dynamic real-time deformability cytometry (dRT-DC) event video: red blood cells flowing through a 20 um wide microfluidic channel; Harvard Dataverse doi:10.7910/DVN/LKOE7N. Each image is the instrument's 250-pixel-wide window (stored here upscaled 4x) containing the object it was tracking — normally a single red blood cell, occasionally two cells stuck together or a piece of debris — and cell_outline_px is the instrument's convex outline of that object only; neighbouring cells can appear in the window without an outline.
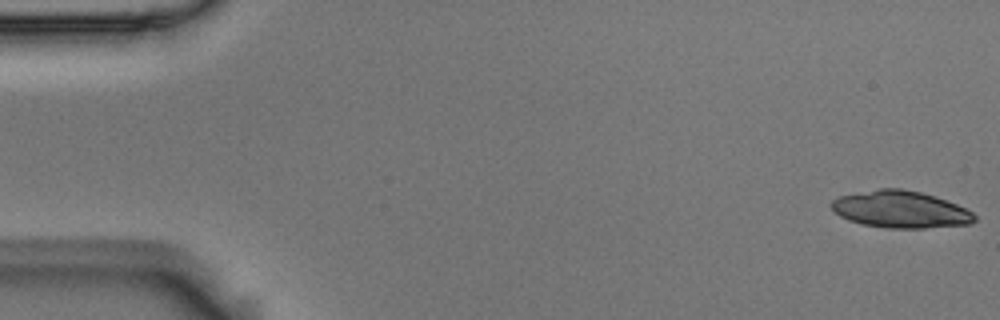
{"species": "Egyptian fruit bat (a non-hibernating species)", "species_latin": "Rousettus aegyptiacus", "temperature_condition": "room temperature", "stored_images_in_passage": 5, "segment_of_instrument_passage": [1, 2], "camera_frame_rate_fps": 3000, "um_per_image_px": 0.085, "animal": {"sex": "male"}, "frame": {"image": 1, "passage_image": 1, "time_ms": 0.0, "image_size_px": [1000, 320], "cell_outline_px": [[976, 220], [968, 224], [924, 228], [888, 228], [860, 224], [848, 220], [840, 216], [828, 204], [832, 200], [840, 196], [876, 188], [900, 188], [920, 192], [936, 196], [956, 204], [972, 212], [976, 216]], "centroid_in_image_um": [76.51, 17.79], "position_along_channel_um": 8.5, "area_um2": 30.92}}